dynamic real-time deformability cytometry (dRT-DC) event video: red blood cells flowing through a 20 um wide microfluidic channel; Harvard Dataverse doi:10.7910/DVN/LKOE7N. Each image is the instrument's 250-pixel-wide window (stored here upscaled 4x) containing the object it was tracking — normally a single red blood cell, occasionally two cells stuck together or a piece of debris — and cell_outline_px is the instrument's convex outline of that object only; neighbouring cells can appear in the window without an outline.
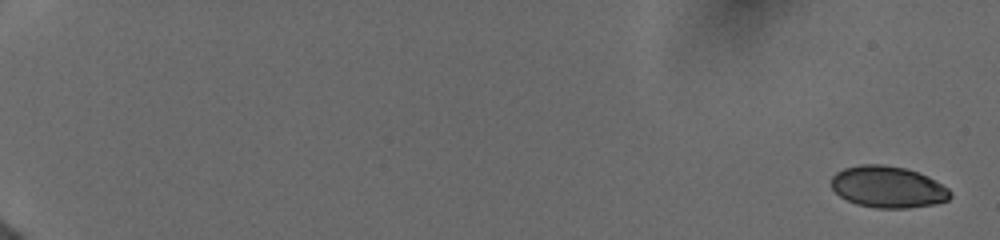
{"species": "human", "species_latin": "Homo sapiens", "temperature_condition": "cold", "stored_images_in_passage": 15, "camera_frame_rate_fps": 3000, "um_per_image_px": 0.085, "donor": {"sex": "female"}, "frame": {"image": 1, "passage_image": 1, "time_ms": 0.0, "image_size_px": [1000, 240], "cell_outline_px": [[952, 196], [948, 200], [932, 204], [908, 208], [876, 208], [856, 204], [840, 196], [832, 188], [832, 176], [836, 172], [844, 168], [860, 164], [880, 164], [904, 168], [928, 176], [948, 188], [952, 192]], "centroid_in_image_um": [75.47, 15.89], "position_along_channel_um": 9.5, "area_um2": 28.73}}
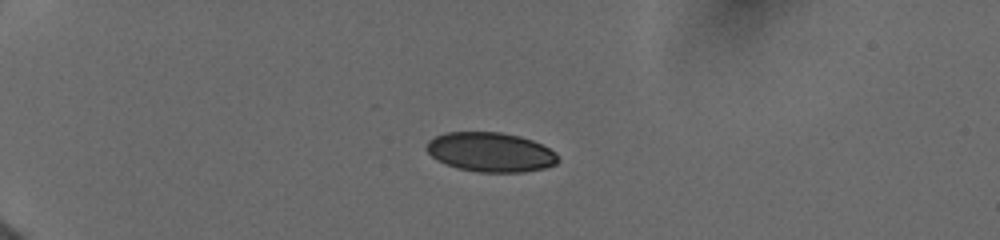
{"frame": {"image": 2, "passage_image": 11, "time_ms": 5.0, "image_size_px": [1000, 240], "cell_outline_px": [[560, 160], [556, 164], [544, 168], [524, 172], [480, 172], [460, 168], [448, 164], [432, 156], [424, 148], [428, 140], [436, 136], [448, 132], [500, 132], [520, 136], [532, 140], [556, 152]], "centroid_in_image_um": [41.72, 12.92], "position_along_channel_um": 43.3, "area_um2": 30.06}}
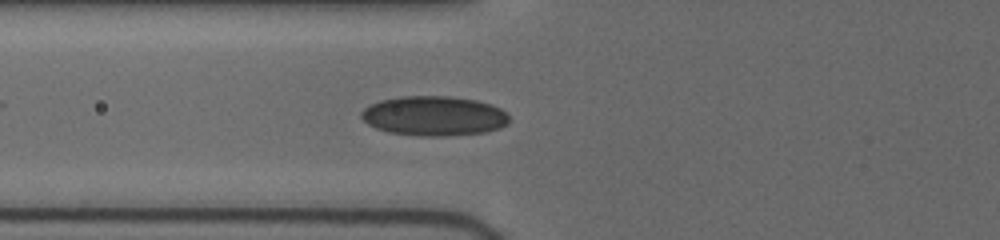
{"frame": {"image": 3, "passage_image": 15, "time_ms": 7.667, "image_size_px": [1000, 240], "cell_outline_px": [[508, 124], [500, 128], [484, 132], [444, 136], [416, 136], [388, 132], [376, 128], [368, 124], [360, 116], [360, 112], [364, 108], [380, 100], [404, 96], [448, 96], [476, 100], [492, 104], [500, 108], [508, 116]], "centroid_in_image_um": [36.88, 9.86], "position_along_channel_um": 88.9, "area_um2": 34.22}}